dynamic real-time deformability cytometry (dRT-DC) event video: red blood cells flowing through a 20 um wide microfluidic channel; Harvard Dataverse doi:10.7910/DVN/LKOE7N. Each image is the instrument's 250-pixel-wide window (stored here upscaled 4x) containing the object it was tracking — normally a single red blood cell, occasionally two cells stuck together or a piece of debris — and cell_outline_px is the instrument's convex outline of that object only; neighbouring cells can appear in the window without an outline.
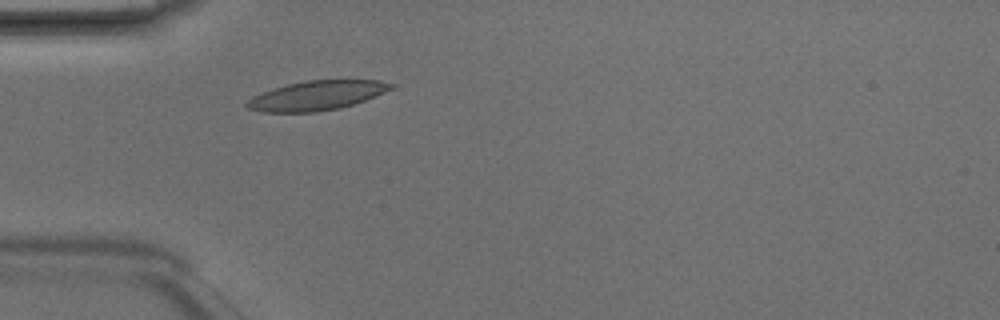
{"species": "Egyptian fruit bat (a non-hibernating species)", "species_latin": "Rousettus aegyptiacus", "temperature_condition": "room temperature", "stored_images_in_passage": 3, "camera_frame_rate_fps": 3000, "um_per_image_px": 0.085, "animal": {"sex": "male"}, "frame": {"image": 1, "passage_image": 3, "time_ms": 0.667, "image_size_px": [1000, 320], "cell_outline_px": [[396, 88], [364, 100], [340, 108], [316, 112], [264, 112], [248, 108], [244, 104], [252, 96], [288, 84], [308, 80], [380, 80], [396, 84]], "centroid_in_image_um": [26.97, 8.11], "position_along_channel_um": 58.0, "area_um2": 24.57}}